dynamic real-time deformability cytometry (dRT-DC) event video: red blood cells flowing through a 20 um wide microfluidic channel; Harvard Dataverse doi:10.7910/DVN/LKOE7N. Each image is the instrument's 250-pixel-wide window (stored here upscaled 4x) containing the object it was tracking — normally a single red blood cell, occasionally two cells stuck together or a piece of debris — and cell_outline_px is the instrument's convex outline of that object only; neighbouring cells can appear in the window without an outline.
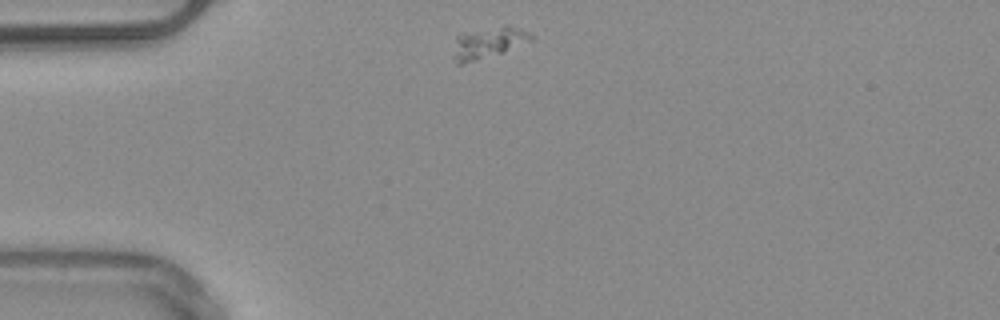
{"species": "common noctule bat (a hibernating species)", "species_latin": "Nyctalus noctula", "temperature_condition": "warm", "stored_images_in_passage": 3, "camera_frame_rate_fps": 3000, "um_per_image_px": 0.085, "animal": {"sex": "male", "body_mass_g": 20.4}, "frame": {"image": 1, "passage_image": 1, "time_ms": 0.0, "image_size_px": [1000, 320], "cell_outline_px": [[536, 36], [532, 40], [500, 52], [464, 64], [456, 64], [452, 60], [452, 56], [456, 36], [460, 32], [504, 24], [508, 24], [528, 32]], "centroid_in_image_um": [41.43, 3.59], "position_along_channel_um": 43.6, "area_um2": 14.39}}
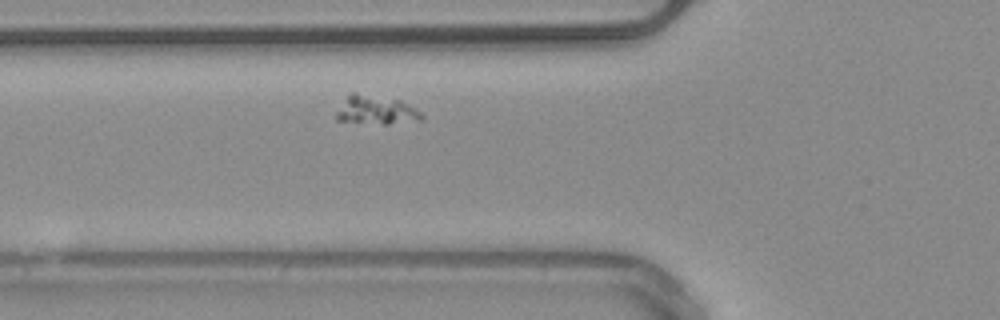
{"frame": {"image": 2, "passage_image": 3, "time_ms": 2.0, "image_size_px": [1000, 320], "cell_outline_px": [[424, 116], [420, 120], [388, 124], [384, 124], [336, 120], [336, 112], [348, 96], [352, 92], [356, 92], [400, 100], [420, 112]], "centroid_in_image_um": [31.96, 9.35], "position_along_channel_um": 93.8, "area_um2": 13.99}}